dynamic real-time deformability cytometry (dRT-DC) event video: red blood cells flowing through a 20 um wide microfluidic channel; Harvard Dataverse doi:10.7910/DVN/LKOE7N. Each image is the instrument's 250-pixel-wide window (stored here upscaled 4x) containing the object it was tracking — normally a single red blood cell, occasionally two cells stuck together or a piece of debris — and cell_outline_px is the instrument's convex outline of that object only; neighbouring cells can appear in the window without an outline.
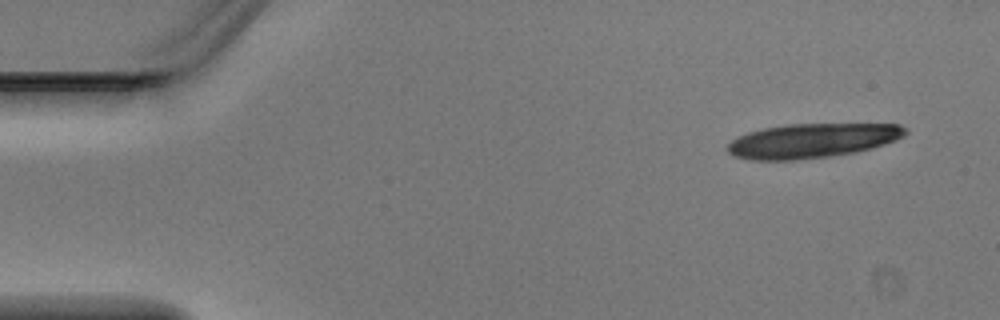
{"species": "Egyptian fruit bat (a non-hibernating species)", "species_latin": "Rousettus aegyptiacus", "temperature_condition": "warm", "stored_images_in_passage": 4, "camera_frame_rate_fps": 3000, "um_per_image_px": 0.085, "animal": {"sex": "male"}, "frame": {"image": 1, "passage_image": 1, "time_ms": 0.0, "image_size_px": [1000, 320], "cell_outline_px": [[908, 132], [904, 136], [896, 140], [884, 144], [852, 152], [828, 156], [796, 160], [748, 160], [732, 156], [728, 152], [728, 144], [732, 140], [748, 132], [764, 128], [788, 124], [900, 124]], "centroid_in_image_um": [69.0, 11.95], "position_along_channel_um": 16.0, "area_um2": 35.37}}